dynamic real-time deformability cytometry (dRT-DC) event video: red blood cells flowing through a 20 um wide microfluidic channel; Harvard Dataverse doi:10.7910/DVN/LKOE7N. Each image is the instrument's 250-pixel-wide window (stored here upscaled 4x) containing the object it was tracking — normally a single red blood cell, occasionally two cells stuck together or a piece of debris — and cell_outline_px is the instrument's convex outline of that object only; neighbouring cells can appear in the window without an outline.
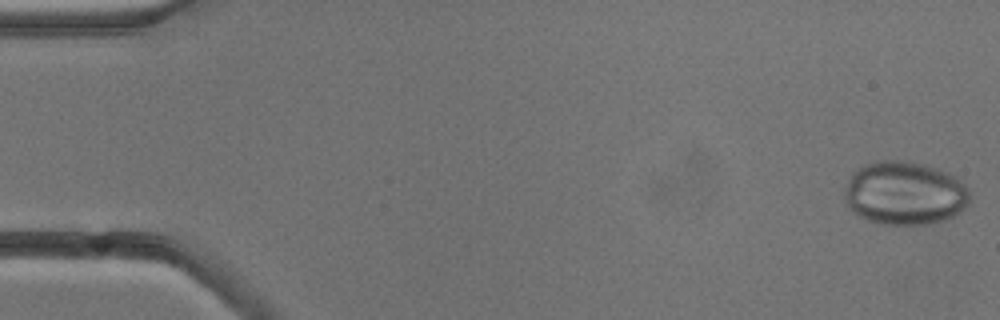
{"species": "common noctule bat (a hibernating species)", "species_latin": "Nyctalus noctula", "temperature_condition": "cold", "stored_images_in_passage": 5, "camera_frame_rate_fps": 3000, "um_per_image_px": 0.085, "animal": {"sex": "male", "body_mass_g": 13.3}, "frame": {"image": 1, "passage_image": 5, "time_ms": 5.333, "image_size_px": [1000, 320], "cell_outline_px": [[968, 204], [960, 212], [948, 220], [932, 224], [884, 224], [868, 220], [852, 212], [848, 208], [844, 200], [844, 192], [848, 180], [852, 172], [856, 168], [868, 164], [884, 160], [896, 160], [924, 164], [948, 172], [956, 176], [968, 188]], "centroid_in_image_um": [76.89, 16.43], "position_along_channel_um": 8.1, "area_um2": 46.59}}